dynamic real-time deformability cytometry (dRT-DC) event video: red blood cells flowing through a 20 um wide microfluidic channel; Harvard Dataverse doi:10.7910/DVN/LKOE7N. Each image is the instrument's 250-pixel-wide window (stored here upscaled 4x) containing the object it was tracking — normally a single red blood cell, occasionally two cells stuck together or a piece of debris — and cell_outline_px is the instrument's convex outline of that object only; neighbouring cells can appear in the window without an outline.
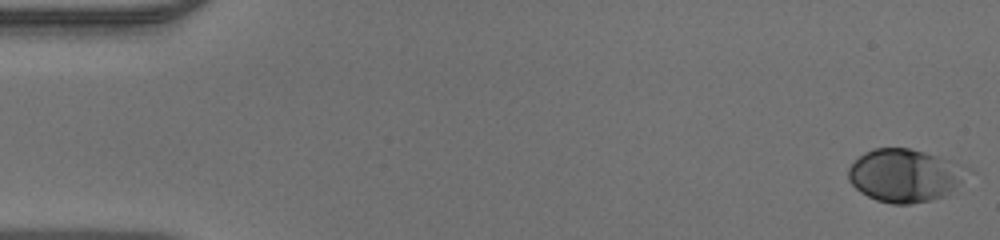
{"species": "human", "species_latin": "Homo sapiens", "temperature_condition": "warm", "stored_images_in_passage": 49, "camera_frame_rate_fps": 3000, "um_per_image_px": 0.085, "donor": {"sex": "male"}, "frame": {"image": 1, "passage_image": 1, "time_ms": 0.0, "image_size_px": [1000, 240], "cell_outline_px": [[960, 184], [944, 196], [932, 200], [912, 204], [892, 204], [876, 200], [860, 192], [848, 180], [848, 168], [864, 152], [872, 148], [908, 148], [924, 152], [936, 156], [960, 180]], "centroid_in_image_um": [76.62, 14.96], "position_along_channel_um": 8.4, "area_um2": 34.45}}
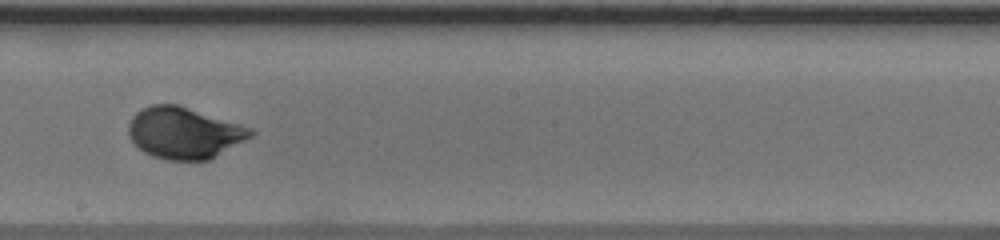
{"frame": {"image": 2, "passage_image": 28, "time_ms": 9.0, "image_size_px": [1000, 240], "cell_outline_px": [[256, 132], [252, 136], [208, 160], [168, 160], [152, 156], [144, 152], [128, 136], [128, 124], [132, 116], [140, 108], [152, 104], [176, 104], [240, 124], [252, 128]], "centroid_in_image_um": [15.62, 11.29], "position_along_channel_um": 232.6, "area_um2": 36.41}}
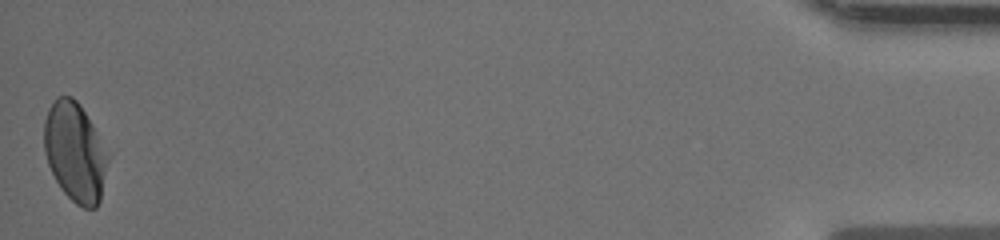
{"frame": {"image": 3, "passage_image": 49, "time_ms": 16.0, "image_size_px": [1000, 240], "cell_outline_px": [[108, 160], [100, 200], [96, 208], [84, 208], [76, 204], [60, 188], [48, 164], [44, 152], [44, 120], [48, 108], [56, 96], [72, 96], [80, 104], [92, 124], [108, 156]], "centroid_in_image_um": [6.34, 12.91], "position_along_channel_um": 428.9, "area_um2": 36.59}}